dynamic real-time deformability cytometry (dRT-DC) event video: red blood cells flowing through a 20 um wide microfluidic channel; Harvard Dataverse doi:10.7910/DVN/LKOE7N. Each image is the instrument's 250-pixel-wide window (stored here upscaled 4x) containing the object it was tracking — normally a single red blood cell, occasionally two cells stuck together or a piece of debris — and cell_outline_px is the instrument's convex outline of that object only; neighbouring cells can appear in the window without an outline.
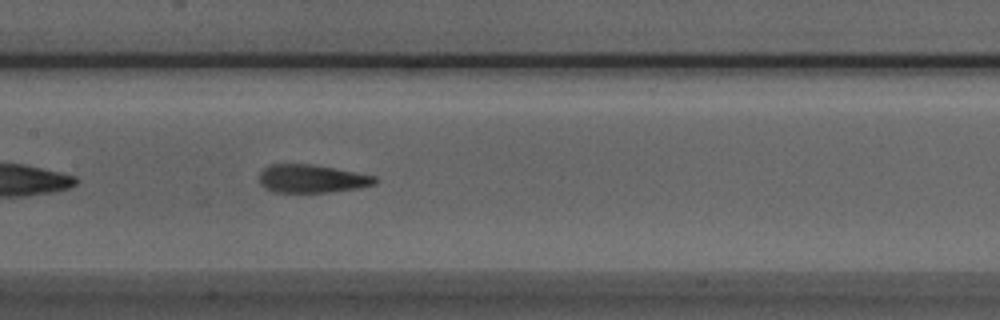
{"species": "Egyptian fruit bat (a non-hibernating species)", "species_latin": "Rousettus aegyptiacus", "temperature_condition": "room temperature", "stored_images_in_passage": 24, "camera_frame_rate_fps": 3000, "um_per_image_px": 0.085, "animal": {"sex": "male"}, "frame": {"image": 1, "passage_image": 11, "time_ms": 3.333, "image_size_px": [1000, 320], "cell_outline_px": [[380, 180], [376, 184], [360, 188], [328, 192], [272, 192], [264, 188], [260, 184], [260, 172], [268, 164], [312, 164], [376, 176]], "centroid_in_image_um": [26.51, 15.19], "position_along_channel_um": 180.9, "area_um2": 19.13}}
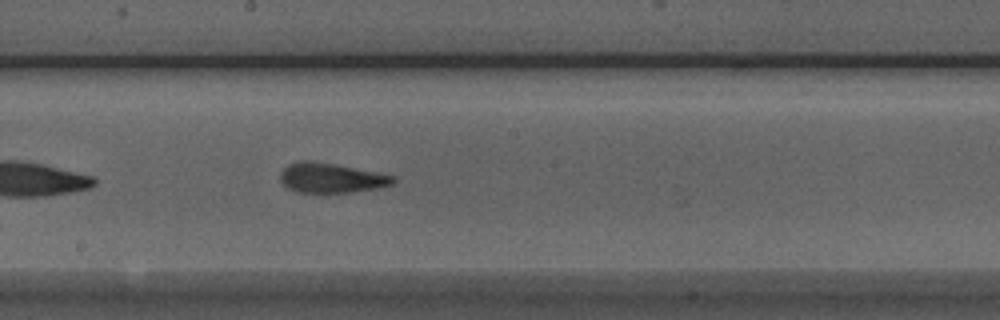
{"frame": {"image": 2, "passage_image": 14, "time_ms": 4.333, "image_size_px": [1000, 320], "cell_outline_px": [[396, 180], [392, 184], [380, 188], [348, 192], [296, 192], [288, 188], [280, 180], [280, 172], [288, 164], [300, 160], [312, 160], [396, 176]], "centroid_in_image_um": [28.13, 15.12], "position_along_channel_um": 220.1, "area_um2": 19.48}}
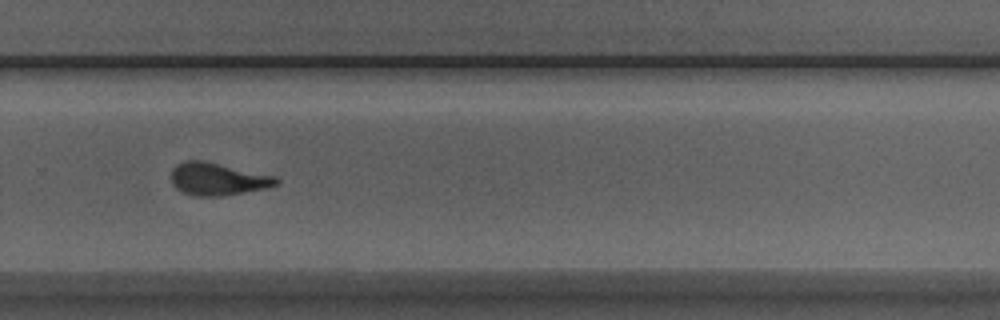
{"frame": {"image": 3, "passage_image": 21, "time_ms": 6.667, "image_size_px": [1000, 320], "cell_outline_px": [[280, 180], [276, 184], [264, 188], [224, 196], [192, 196], [176, 188], [172, 184], [172, 168], [176, 164], [184, 160], [204, 160], [276, 176]], "centroid_in_image_um": [18.47, 15.21], "position_along_channel_um": 311.3, "area_um2": 19.94}}